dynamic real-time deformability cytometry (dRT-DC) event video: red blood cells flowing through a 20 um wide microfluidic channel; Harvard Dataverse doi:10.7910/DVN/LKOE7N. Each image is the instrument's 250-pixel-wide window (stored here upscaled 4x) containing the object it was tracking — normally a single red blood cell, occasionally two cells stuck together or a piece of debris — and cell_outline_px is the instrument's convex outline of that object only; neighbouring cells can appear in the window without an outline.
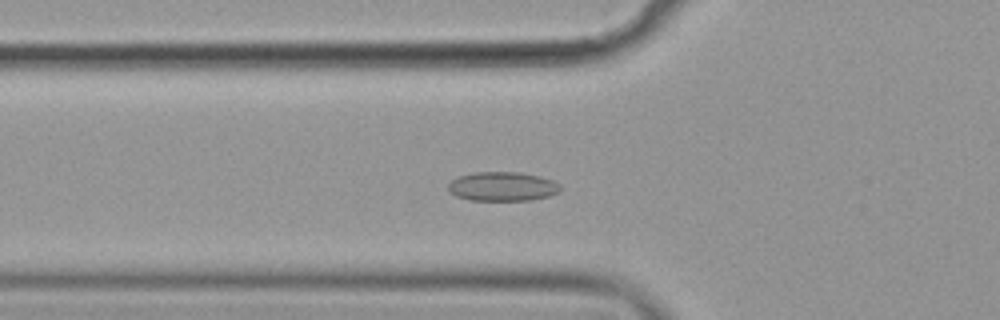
{"species": "common noctule bat (a hibernating species)", "species_latin": "Nyctalus noctula", "temperature_condition": "cold", "stored_images_in_passage": 56, "camera_frame_rate_fps": 3000, "um_per_image_px": 0.085, "animal": {"sex": "female", "body_mass_g": 19.9}, "frame": {"image": 1, "passage_image": 20, "time_ms": 6.333, "image_size_px": [1000, 320], "cell_outline_px": [[560, 192], [548, 196], [532, 200], [468, 200], [456, 196], [448, 188], [448, 184], [452, 180], [460, 176], [476, 172], [520, 172], [540, 176], [552, 180], [560, 184]], "centroid_in_image_um": [42.74, 15.85], "position_along_channel_um": 83.1, "area_um2": 19.02}}
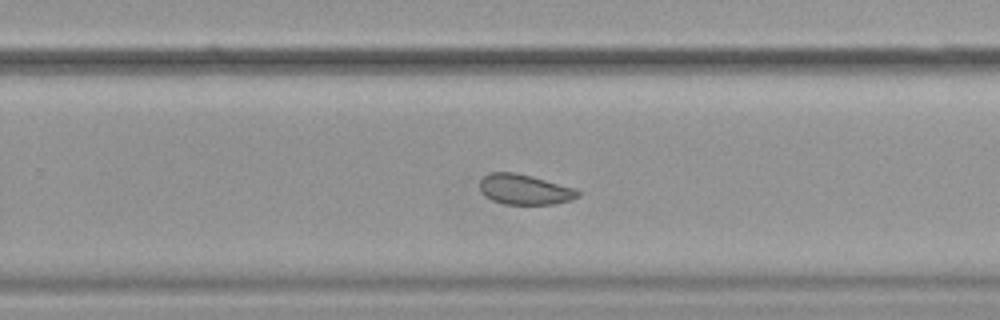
{"frame": {"image": 2, "passage_image": 37, "time_ms": 12.0, "image_size_px": [1000, 320], "cell_outline_px": [[580, 196], [572, 200], [556, 204], [504, 204], [492, 200], [484, 196], [480, 192], [480, 180], [484, 176], [492, 172], [516, 172], [532, 176], [576, 188], [580, 192]], "centroid_in_image_um": [44.61, 16.11], "position_along_channel_um": 285.2, "area_um2": 17.51}}
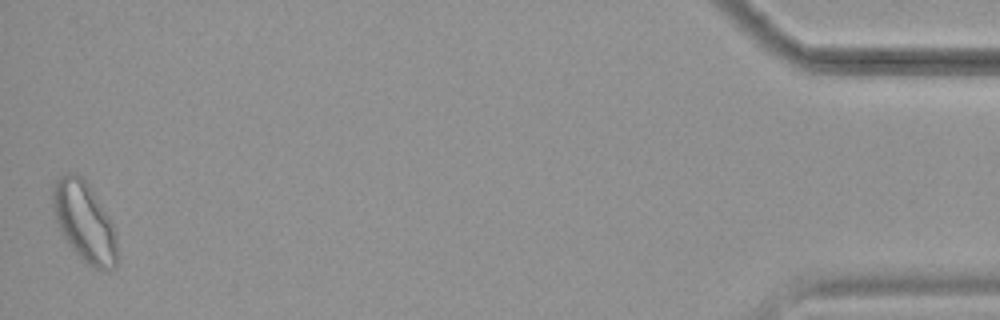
{"frame": {"image": 3, "passage_image": 56, "time_ms": 18.333, "image_size_px": [1000, 320], "cell_outline_px": [[116, 268], [108, 272], [92, 268], [84, 264], [68, 244], [60, 232], [56, 220], [52, 204], [52, 188], [56, 180], [60, 176], [68, 172], [72, 172], [80, 176], [88, 184], [108, 216], [112, 224], [116, 236]], "centroid_in_image_um": [7.16, 18.91], "position_along_channel_um": 428.0, "area_um2": 30.11}, "authors_computed_cell_mechanics": {"area_um2": 19.7387, "velocity_mm_per_s": 3.5741, "shape_relaxation_time_tau1_ms": null, "shape_relaxation_time_tau2_ms": 2.4223, "deformation_change_tau1": null, "deformation_change_tau2": 0.0661}}